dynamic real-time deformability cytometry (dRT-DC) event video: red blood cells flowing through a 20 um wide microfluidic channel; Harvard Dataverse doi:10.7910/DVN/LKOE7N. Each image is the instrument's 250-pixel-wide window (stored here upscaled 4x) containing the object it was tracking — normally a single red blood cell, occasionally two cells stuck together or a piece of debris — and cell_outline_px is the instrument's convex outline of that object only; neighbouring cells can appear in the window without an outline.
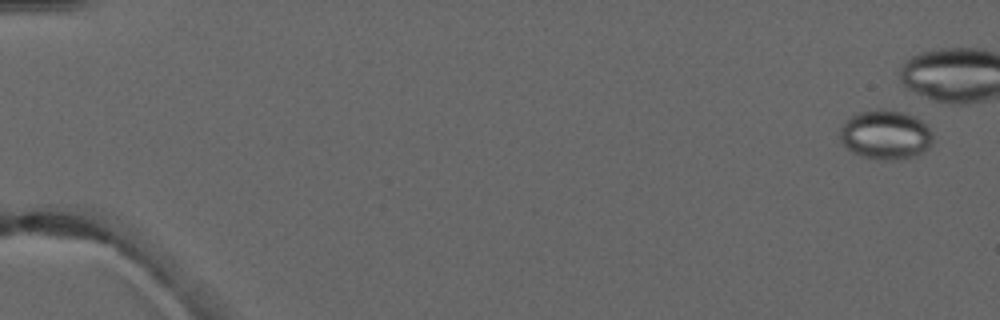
{"species": "common noctule bat (a hibernating species)", "species_latin": "Nyctalus noctula", "temperature_condition": "warm", "stored_images_in_passage": 7, "camera_frame_rate_fps": 3000, "um_per_image_px": 0.085, "animal": {"sex": "male", "forearm_length_mm": 52.5}, "frame": {"image": 1, "passage_image": 1, "time_ms": 0.0, "image_size_px": [1000, 320], "cell_outline_px": [[932, 140], [928, 148], [924, 152], [916, 156], [896, 160], [876, 160], [860, 156], [852, 152], [840, 140], [840, 128], [852, 116], [860, 112], [876, 108], [880, 108], [904, 112], [916, 116], [932, 132]], "centroid_in_image_um": [75.28, 11.46], "position_along_channel_um": 9.7, "area_um2": 26.88}}